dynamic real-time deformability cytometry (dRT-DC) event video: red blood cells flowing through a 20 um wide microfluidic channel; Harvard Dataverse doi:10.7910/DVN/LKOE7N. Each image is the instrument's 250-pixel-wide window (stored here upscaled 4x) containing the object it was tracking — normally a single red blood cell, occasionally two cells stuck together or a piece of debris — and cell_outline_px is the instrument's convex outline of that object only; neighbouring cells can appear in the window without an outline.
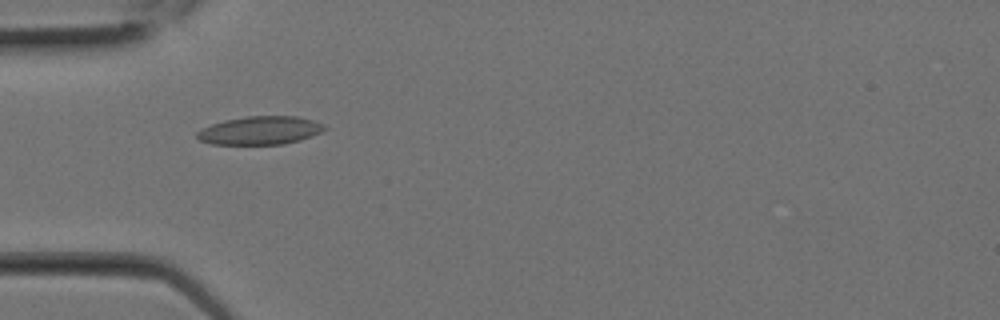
{"species": "Egyptian fruit bat (a non-hibernating species)", "species_latin": "Rousettus aegyptiacus", "temperature_condition": "room temperature", "stored_images_in_passage": 2, "camera_frame_rate_fps": 3000, "um_per_image_px": 0.085, "animal": {"sex": "female"}, "frame": {"image": 1, "passage_image": 2, "time_ms": 0.333, "image_size_px": [1000, 320], "cell_outline_px": [[328, 128], [312, 136], [300, 140], [284, 144], [212, 144], [200, 140], [196, 136], [196, 132], [200, 128], [224, 120], [248, 116], [296, 116], [312, 120], [324, 124]], "centroid_in_image_um": [22.1, 11.08], "position_along_channel_um": 62.9, "area_um2": 21.04}}